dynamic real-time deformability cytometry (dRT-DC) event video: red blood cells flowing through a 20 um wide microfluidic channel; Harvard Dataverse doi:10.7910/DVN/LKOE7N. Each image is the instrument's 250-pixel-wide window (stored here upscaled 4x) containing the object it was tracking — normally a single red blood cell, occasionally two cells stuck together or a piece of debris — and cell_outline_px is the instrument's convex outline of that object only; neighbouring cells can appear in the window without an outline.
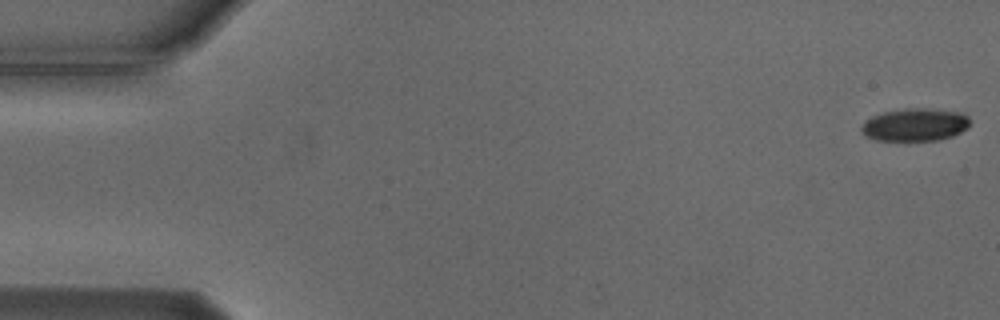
{"species": "Egyptian fruit bat (a non-hibernating species)", "species_latin": "Rousettus aegyptiacus", "temperature_condition": "cold", "stored_images_in_passage": 15, "camera_frame_rate_fps": 3000, "um_per_image_px": 0.085, "animal": {"sex": "male"}, "frame": {"image": 1, "passage_image": 1, "time_ms": 0.0, "image_size_px": [1000, 320], "cell_outline_px": [[968, 128], [952, 136], [936, 140], [876, 140], [864, 136], [860, 132], [860, 128], [864, 120], [872, 116], [884, 112], [904, 108], [928, 108], [960, 112], [968, 116]], "centroid_in_image_um": [77.72, 10.59], "position_along_channel_um": 7.3, "area_um2": 20.81}}
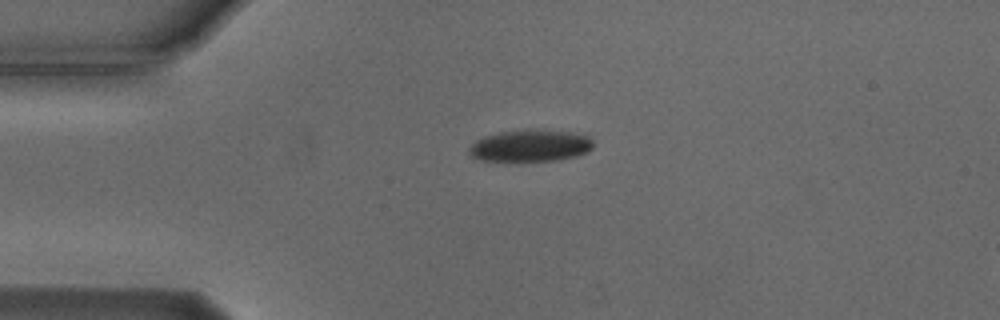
{"frame": {"image": 2, "passage_image": 13, "time_ms": 4.0, "image_size_px": [1000, 320], "cell_outline_px": [[592, 148], [588, 152], [576, 156], [556, 160], [484, 160], [472, 156], [468, 152], [468, 148], [476, 140], [484, 136], [500, 132], [536, 128], [568, 132], [588, 136], [592, 140]], "centroid_in_image_um": [45.09, 12.36], "position_along_channel_um": 39.9, "area_um2": 22.89}}